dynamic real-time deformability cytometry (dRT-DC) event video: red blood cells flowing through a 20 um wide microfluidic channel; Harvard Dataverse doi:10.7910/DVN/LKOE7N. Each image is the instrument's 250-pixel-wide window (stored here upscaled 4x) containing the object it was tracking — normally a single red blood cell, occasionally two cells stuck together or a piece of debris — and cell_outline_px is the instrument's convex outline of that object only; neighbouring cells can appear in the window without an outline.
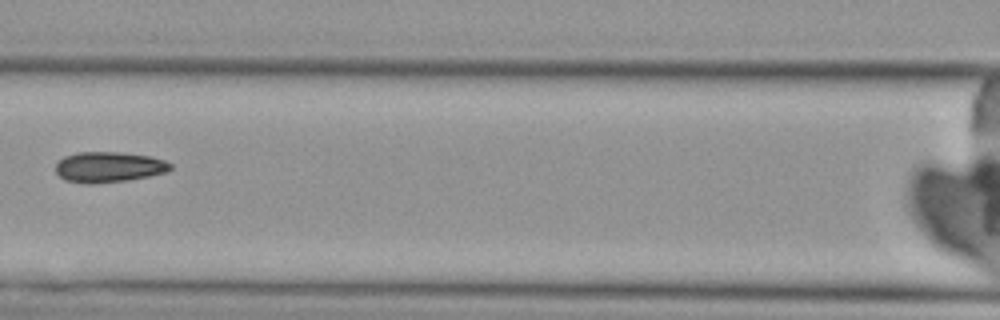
{"species": "Egyptian fruit bat (a non-hibernating species)", "species_latin": "Rousettus aegyptiacus", "temperature_condition": "cold", "stored_images_in_passage": 7, "camera_frame_rate_fps": 3000, "um_per_image_px": 0.085, "animal": {"sex": "female"}, "frame": {"image": 1, "passage_image": 7, "time_ms": 7.667, "image_size_px": [1000, 320], "cell_outline_px": [[172, 168], [168, 172], [128, 180], [92, 184], [88, 184], [64, 180], [56, 172], [56, 164], [64, 156], [76, 152], [120, 152], [152, 156], [164, 160], [172, 164]], "centroid_in_image_um": [9.26, 14.19], "position_along_channel_um": 157.3, "area_um2": 20.58}}